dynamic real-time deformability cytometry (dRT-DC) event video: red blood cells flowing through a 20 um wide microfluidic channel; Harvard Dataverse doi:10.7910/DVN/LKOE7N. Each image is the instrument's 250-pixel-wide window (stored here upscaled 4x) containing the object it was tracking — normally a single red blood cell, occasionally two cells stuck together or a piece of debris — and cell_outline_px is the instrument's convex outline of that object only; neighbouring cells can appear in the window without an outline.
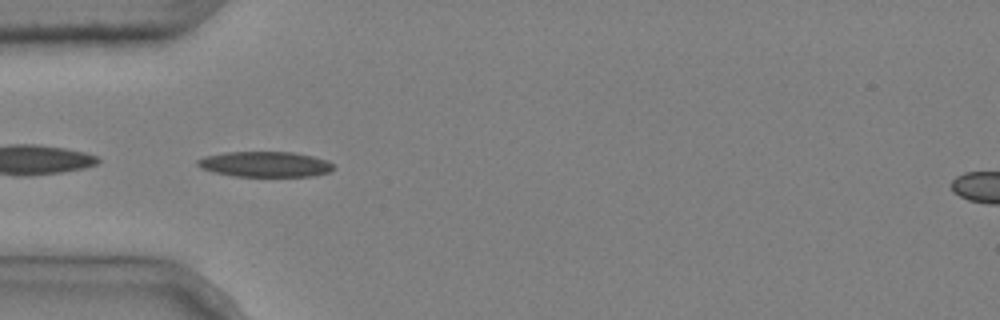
{"species": "common noctule bat (a hibernating species)", "species_latin": "Nyctalus noctula", "temperature_condition": "cold", "stored_images_in_passage": 5, "camera_frame_rate_fps": 3000, "um_per_image_px": 0.085, "animal": {"sex": "male", "body_mass_g": 20.4}, "frame": {"image": 1, "passage_image": 4, "time_ms": 1.0, "image_size_px": [1000, 320], "cell_outline_px": [[336, 168], [328, 172], [312, 176], [232, 176], [212, 172], [200, 168], [196, 164], [196, 160], [204, 156], [224, 152], [292, 152], [312, 156], [328, 160]], "centroid_in_image_um": [22.49, 13.96], "position_along_channel_um": 62.5, "area_um2": 20.29}}